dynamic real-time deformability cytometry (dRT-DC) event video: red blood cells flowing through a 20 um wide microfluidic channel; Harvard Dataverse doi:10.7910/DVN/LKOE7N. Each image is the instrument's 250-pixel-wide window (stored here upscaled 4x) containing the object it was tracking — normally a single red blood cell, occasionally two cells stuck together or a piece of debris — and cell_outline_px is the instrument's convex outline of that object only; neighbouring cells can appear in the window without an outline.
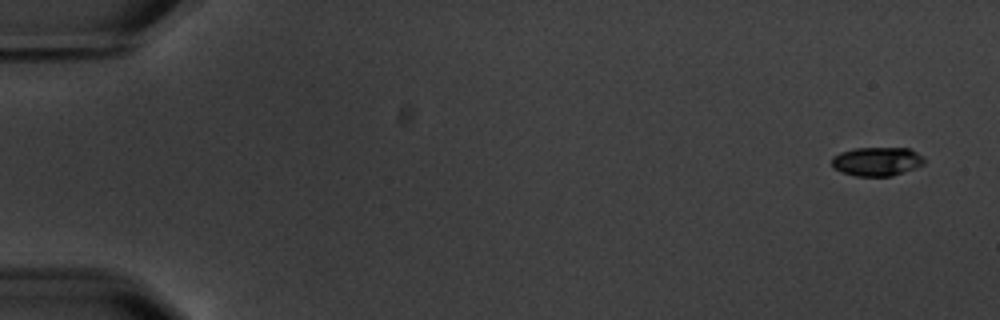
{"species": "common noctule bat (a hibernating species)", "species_latin": "Nyctalus noctula", "temperature_condition": "warm", "stored_images_in_passage": 8, "camera_frame_rate_fps": 3000, "um_per_image_px": 0.085, "animal": {"sex": "male", "body_mass_g": 20.1, "forearm_length_mm": 53.5}, "frame": {"image": 1, "passage_image": 1, "time_ms": 0.0, "image_size_px": [1000, 320], "cell_outline_px": [[924, 164], [892, 176], [856, 176], [844, 172], [836, 168], [832, 164], [832, 156], [840, 152], [856, 148], [908, 148], [924, 156]], "centroid_in_image_um": [74.55, 13.71], "position_along_channel_um": 10.4, "area_um2": 15.37}}
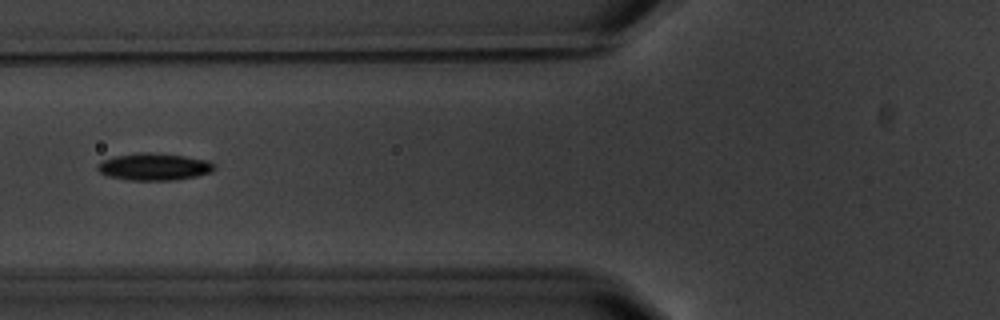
{"frame": {"image": 2, "passage_image": 7, "time_ms": 7.0, "image_size_px": [1000, 320], "cell_outline_px": [[216, 168], [212, 172], [196, 176], [172, 180], [128, 180], [108, 176], [100, 172], [96, 168], [96, 164], [100, 160], [116, 156], [136, 152], [152, 152], [184, 156], [208, 160]], "centroid_in_image_um": [13.06, 14.16], "position_along_channel_um": 112.7, "area_um2": 18.55}}
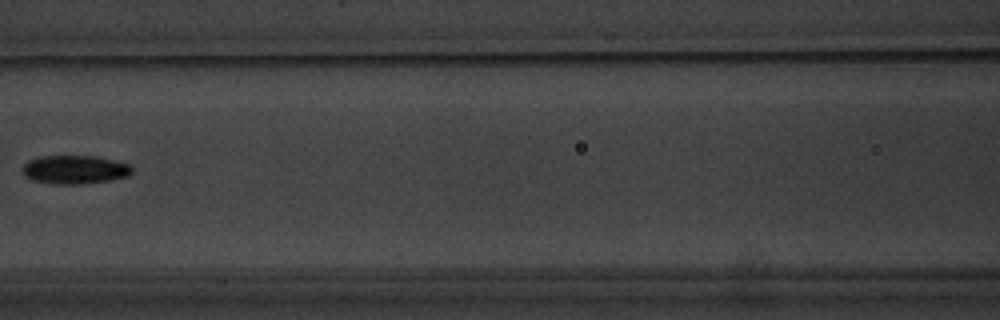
{"frame": {"image": 3, "passage_image": 8, "time_ms": 8.333, "image_size_px": [1000, 320], "cell_outline_px": [[132, 172], [128, 176], [108, 180], [80, 184], [56, 184], [32, 180], [24, 176], [24, 164], [28, 160], [40, 156], [96, 156], [132, 164]], "centroid_in_image_um": [6.37, 14.41], "position_along_channel_um": 160.2, "area_um2": 18.21}}